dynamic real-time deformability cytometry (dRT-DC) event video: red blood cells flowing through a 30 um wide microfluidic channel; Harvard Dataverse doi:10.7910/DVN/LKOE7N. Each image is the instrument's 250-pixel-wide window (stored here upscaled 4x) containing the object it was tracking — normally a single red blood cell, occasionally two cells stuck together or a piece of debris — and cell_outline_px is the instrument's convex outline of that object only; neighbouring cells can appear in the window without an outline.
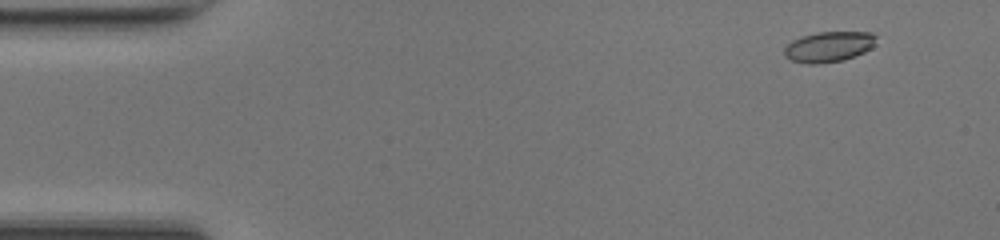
{"species": "common noctule bat (a hibernating species)", "species_latin": "Nyctalus noctula", "temperature_condition": "room temperature", "stored_images_in_passage": 47, "camera_frame_rate_fps": 3000, "um_per_image_px": 0.085, "animal": {"sex": "female", "body_mass_g": 17.0, "forearm_length_mm": 48.0}, "frame": {"image": 1, "passage_image": 2, "time_ms": 0.333, "image_size_px": [1000, 240], "cell_outline_px": [[876, 36], [872, 48], [864, 52], [840, 60], [816, 64], [808, 64], [792, 60], [784, 56], [784, 48], [792, 40], [800, 36], [820, 32], [872, 32]], "centroid_in_image_um": [70.42, 3.96], "position_along_channel_um": 14.6, "area_um2": 16.13}}
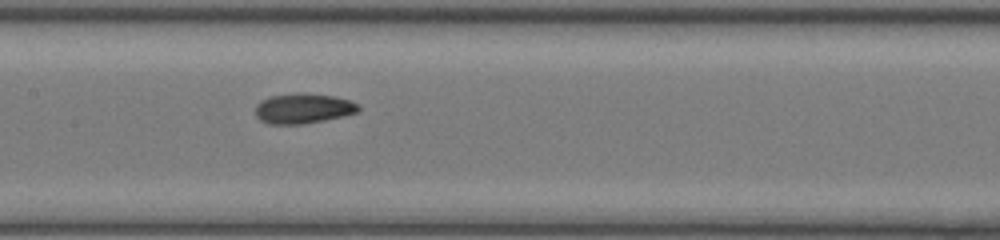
{"frame": {"image": 2, "passage_image": 22, "time_ms": 7.0, "image_size_px": [1000, 240], "cell_outline_px": [[360, 108], [356, 112], [344, 116], [304, 124], [268, 124], [260, 120], [256, 116], [256, 104], [260, 100], [268, 96], [300, 92], [336, 96], [348, 100], [356, 104]], "centroid_in_image_um": [25.72, 9.21], "position_along_channel_um": 181.7, "area_um2": 18.21}}
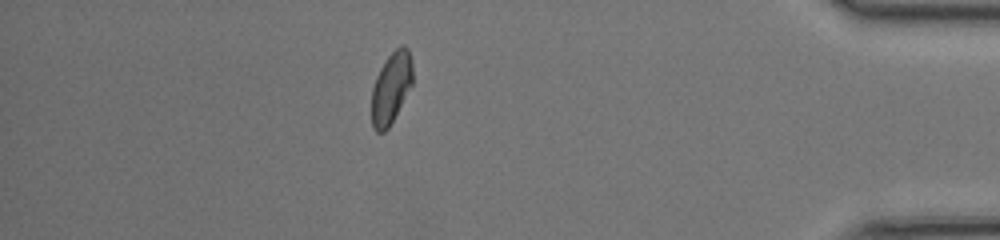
{"frame": {"image": 3, "passage_image": 41, "time_ms": 13.333, "image_size_px": [1000, 240], "cell_outline_px": [[412, 84], [388, 128], [384, 132], [376, 132], [372, 124], [372, 88], [376, 76], [384, 60], [400, 44], [404, 44], [408, 48], [412, 60]], "centroid_in_image_um": [33.24, 7.42], "position_along_channel_um": 402.0, "area_um2": 16.99}, "authors_computed_cell_mechanics": {"area_um2": 17.4556, "velocity_mm_per_s": 4.2253, "shape_relaxation_time_tau1_ms": 3.677, "shape_relaxation_time_tau2_ms": 1.7275, "deformation_change_tau1": 0.1158, "deformation_change_tau2": 0.0632}}